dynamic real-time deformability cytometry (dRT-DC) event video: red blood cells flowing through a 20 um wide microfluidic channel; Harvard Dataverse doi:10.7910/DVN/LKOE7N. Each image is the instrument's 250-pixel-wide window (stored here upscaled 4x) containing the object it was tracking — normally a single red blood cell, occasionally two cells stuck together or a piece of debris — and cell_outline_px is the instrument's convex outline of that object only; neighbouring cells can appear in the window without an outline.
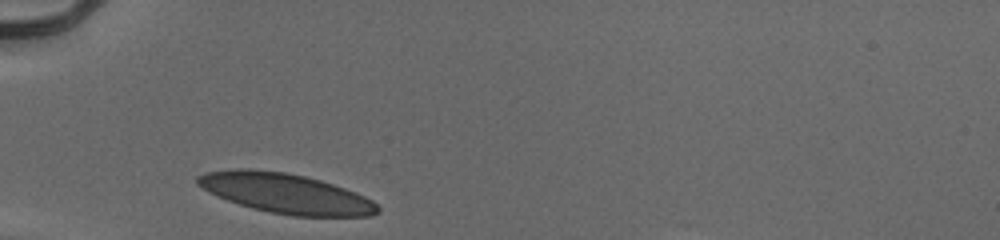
{"species": "human", "species_latin": "Homo sapiens", "temperature_condition": "cold", "stored_images_in_passage": 27, "camera_frame_rate_fps": 3000, "um_per_image_px": 0.085, "donor": {"sex": "male"}, "frame": {"image": 1, "passage_image": 1, "time_ms": 0.0, "image_size_px": [1000, 240], "cell_outline_px": [[380, 212], [368, 216], [292, 216], [268, 212], [252, 208], [228, 200], [208, 192], [196, 184], [196, 176], [204, 172], [240, 168], [248, 168], [284, 172], [304, 176], [320, 180], [344, 188], [364, 196], [372, 200], [380, 208]], "centroid_in_image_um": [24.25, 16.44], "position_along_channel_um": 60.7, "area_um2": 41.73}}
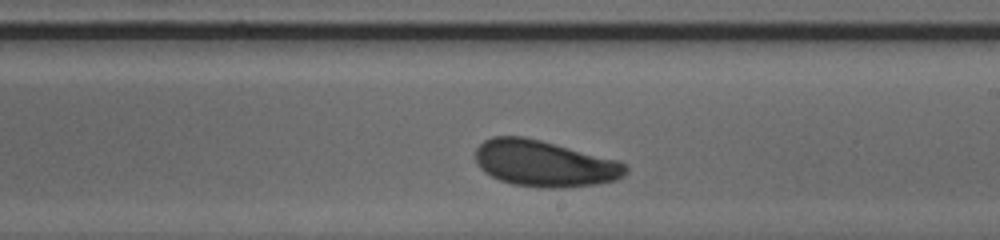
{"frame": {"image": 2, "passage_image": 16, "time_ms": 5.0, "image_size_px": [1000, 240], "cell_outline_px": [[628, 172], [616, 180], [596, 184], [564, 188], [548, 188], [512, 184], [500, 180], [484, 172], [476, 164], [476, 148], [484, 140], [492, 136], [524, 136], [540, 140], [616, 160], [624, 164], [628, 168]], "centroid_in_image_um": [46.24, 13.9], "position_along_channel_um": 242.8, "area_um2": 40.29}}
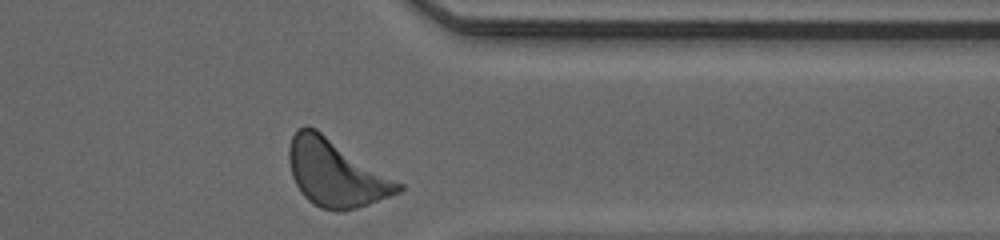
{"frame": {"image": 3, "passage_image": 27, "time_ms": 8.667, "image_size_px": [1000, 240], "cell_outline_px": [[404, 188], [400, 192], [368, 204], [344, 212], [336, 212], [320, 208], [312, 204], [300, 192], [292, 176], [288, 160], [288, 148], [292, 136], [296, 128], [304, 124], [308, 124], [316, 128], [404, 184]], "centroid_in_image_um": [28.52, 14.7], "position_along_channel_um": 382.9, "area_um2": 43.18}, "authors_computed_cell_mechanics": {"area_um2": 39.9976, "velocity_mm_per_s": 3.8798, "shape_relaxation_time_tau1_ms": 1.9446, "shape_relaxation_time_tau2_ms": null, "deformation_change_tau1": 0.0837, "deformation_change_tau2": null}}